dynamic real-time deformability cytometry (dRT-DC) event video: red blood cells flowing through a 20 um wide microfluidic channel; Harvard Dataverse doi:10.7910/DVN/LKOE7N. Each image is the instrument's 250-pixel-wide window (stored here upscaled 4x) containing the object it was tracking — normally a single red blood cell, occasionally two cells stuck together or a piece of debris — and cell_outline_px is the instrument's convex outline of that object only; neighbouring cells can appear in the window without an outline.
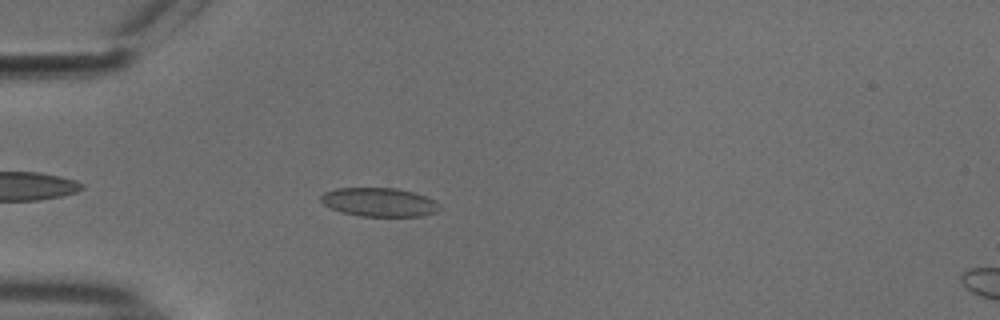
{"species": "common noctule bat (a hibernating species)", "species_latin": "Nyctalus noctula", "temperature_condition": "cold", "stored_images_in_passage": 43, "camera_frame_rate_fps": 3000, "um_per_image_px": 0.085, "animal": {"sex": "male", "body_mass_g": 18.8}, "frame": {"image": 1, "passage_image": 5, "time_ms": 1.333, "image_size_px": [1000, 320], "cell_outline_px": [[440, 208], [436, 212], [420, 216], [360, 216], [340, 212], [324, 204], [320, 200], [320, 196], [324, 192], [336, 188], [396, 188], [416, 192], [428, 196], [436, 200], [440, 204]], "centroid_in_image_um": [32.26, 17.17], "position_along_channel_um": 52.7, "area_um2": 20.11}}
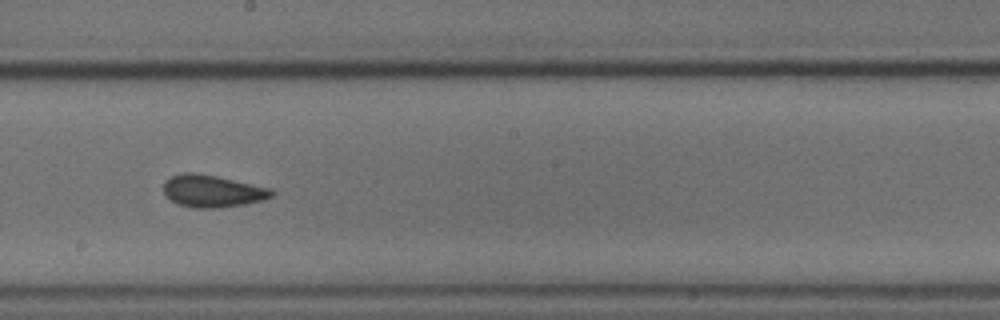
{"frame": {"image": 2, "passage_image": 20, "time_ms": 6.333, "image_size_px": [1000, 320], "cell_outline_px": [[276, 192], [272, 196], [264, 200], [244, 204], [216, 208], [192, 208], [176, 204], [164, 192], [164, 180], [172, 176], [184, 172], [196, 172], [216, 176], [252, 184], [268, 188]], "centroid_in_image_um": [18.03, 16.24], "position_along_channel_um": 230.2, "area_um2": 20.23}}
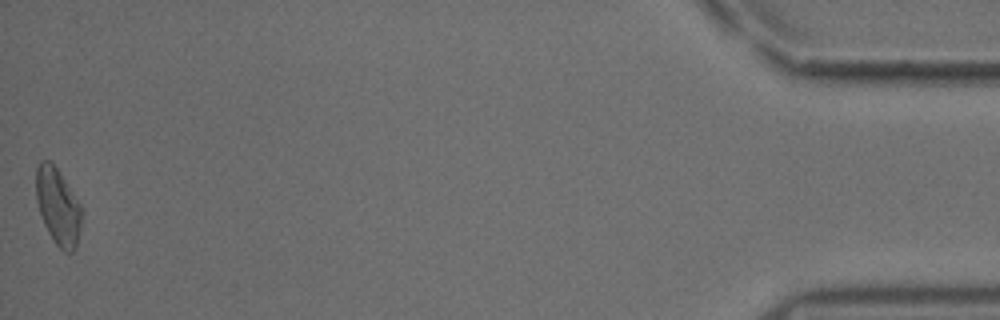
{"frame": {"image": 3, "passage_image": 43, "time_ms": 14.0, "image_size_px": [1000, 320], "cell_outline_px": [[80, 228], [76, 248], [72, 252], [64, 252], [56, 244], [48, 232], [44, 224], [36, 200], [36, 168], [40, 160], [48, 160], [56, 168], [80, 204]], "centroid_in_image_um": [4.9, 17.57], "position_along_channel_um": 430.3, "area_um2": 19.88}, "authors_computed_cell_mechanics": {"area_um2": 19.5364, "velocity_mm_per_s": 3.7757, "shape_relaxation_time_tau1_ms": null, "shape_relaxation_time_tau2_ms": 1.4168, "deformation_change_tau1": null, "deformation_change_tau2": 0.0818}}